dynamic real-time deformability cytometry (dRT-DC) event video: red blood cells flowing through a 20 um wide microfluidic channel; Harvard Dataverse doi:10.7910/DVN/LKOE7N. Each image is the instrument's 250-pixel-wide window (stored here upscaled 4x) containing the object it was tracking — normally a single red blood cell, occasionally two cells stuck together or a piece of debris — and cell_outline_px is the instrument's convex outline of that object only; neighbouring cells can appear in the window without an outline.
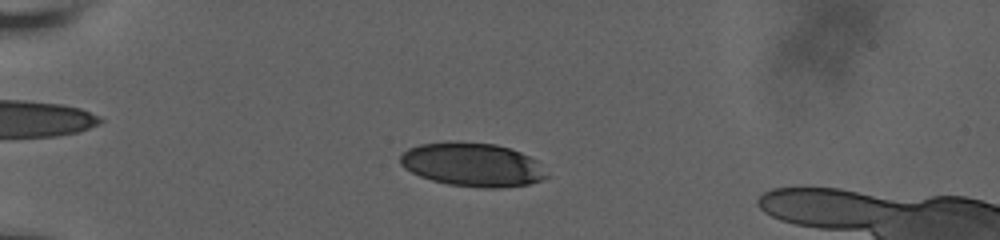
{"species": "human", "species_latin": "Homo sapiens", "temperature_condition": "room temperature", "stored_images_in_passage": 61, "camera_frame_rate_fps": 3000, "um_per_image_px": 0.085, "donor": {"sex": "male"}, "frame": {"image": 1, "passage_image": 18, "time_ms": 5.667, "image_size_px": [1000, 240], "cell_outline_px": [[548, 176], [540, 180], [528, 184], [500, 188], [484, 188], [448, 184], [432, 180], [420, 176], [404, 168], [400, 164], [400, 156], [408, 148], [420, 144], [496, 144], [520, 152], [536, 160]], "centroid_in_image_um": [40.16, 14.03], "position_along_channel_um": 44.8, "area_um2": 36.18}}
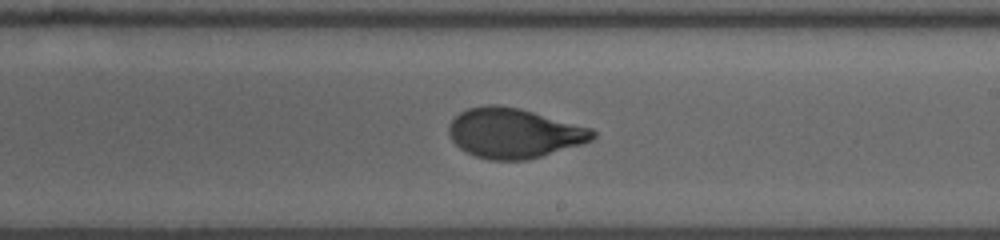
{"frame": {"image": 2, "passage_image": 38, "time_ms": 12.333, "image_size_px": [1000, 240], "cell_outline_px": [[596, 136], [592, 140], [584, 144], [540, 156], [524, 160], [488, 160], [476, 156], [460, 148], [452, 140], [448, 132], [448, 124], [460, 112], [468, 108], [488, 104], [500, 104], [520, 108], [592, 128], [596, 132]], "centroid_in_image_um": [43.69, 11.3], "position_along_channel_um": 245.3, "area_um2": 41.91}}
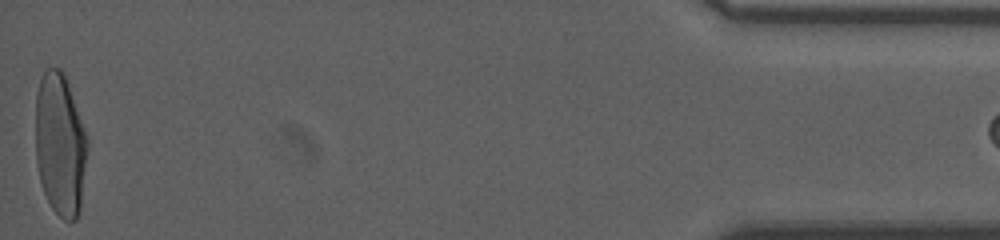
{"frame": {"image": 3, "passage_image": 60, "time_ms": 19.667, "image_size_px": [1000, 240], "cell_outline_px": [[88, 148], [80, 208], [76, 220], [64, 220], [52, 208], [44, 192], [40, 180], [36, 160], [36, 92], [44, 68], [60, 68], [64, 72], [88, 140]], "centroid_in_image_um": [5.1, 12.26], "position_along_channel_um": 430.1, "area_um2": 43.06}}